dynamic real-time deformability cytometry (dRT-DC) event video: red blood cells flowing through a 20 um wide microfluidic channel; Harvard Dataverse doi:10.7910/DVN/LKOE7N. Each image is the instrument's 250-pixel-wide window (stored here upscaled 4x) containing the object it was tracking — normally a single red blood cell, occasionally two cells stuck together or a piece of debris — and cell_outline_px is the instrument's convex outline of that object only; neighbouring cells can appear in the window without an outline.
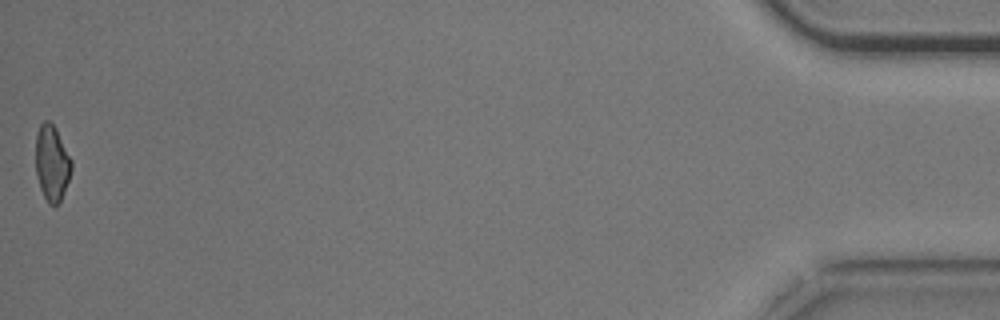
{"species": "common noctule bat (a hibernating species)", "species_latin": "Nyctalus noctula", "temperature_condition": "cold", "stored_images_in_passage": 42, "camera_frame_rate_fps": 3000, "um_per_image_px": 0.085, "animal": {"sex": "male", "body_mass_g": 20.5, "forearm_length_mm": 52.5}, "frame": {"image": 1, "passage_image": 42, "time_ms": 13.667, "image_size_px": [1000, 320], "cell_outline_px": [[72, 168], [68, 180], [60, 200], [56, 204], [48, 204], [40, 188], [36, 172], [36, 132], [40, 124], [44, 120], [48, 120], [56, 128], [72, 160]], "centroid_in_image_um": [4.4, 13.81], "position_along_channel_um": 430.8, "area_um2": 15.66}, "authors_computed_cell_mechanics": {"area_um2": 16.9354, "velocity_mm_per_s": 3.6949, "shape_relaxation_time_tau1_ms": 3.7028, "shape_relaxation_time_tau2_ms": 5.3133, "deformation_change_tau1": 0.1182, "deformation_change_tau2": 0.1334}}